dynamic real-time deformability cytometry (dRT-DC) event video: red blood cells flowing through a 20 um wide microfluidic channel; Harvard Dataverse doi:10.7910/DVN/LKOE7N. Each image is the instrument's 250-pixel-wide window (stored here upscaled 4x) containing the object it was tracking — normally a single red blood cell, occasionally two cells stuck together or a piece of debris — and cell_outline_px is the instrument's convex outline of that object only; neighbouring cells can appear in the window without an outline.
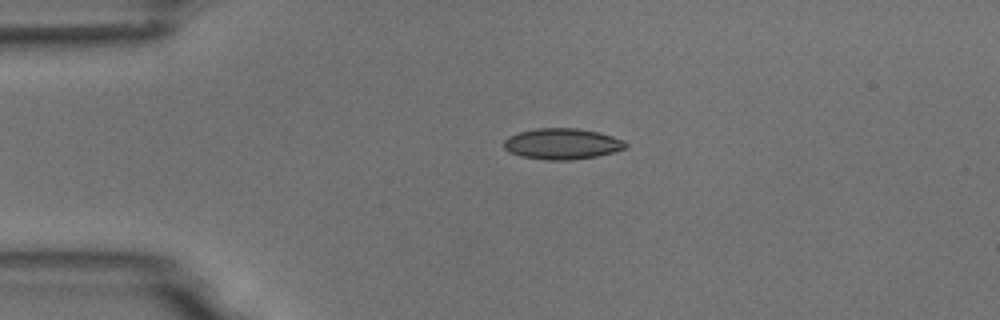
{"species": "common noctule bat (a hibernating species)", "species_latin": "Nyctalus noctula", "temperature_condition": "room temperature", "stored_images_in_passage": 2, "camera_frame_rate_fps": 3000, "um_per_image_px": 0.085, "animal": {"sex": "male", "body_mass_g": 18.8}, "frame": {"image": 1, "passage_image": 1, "time_ms": 0.0, "image_size_px": [1000, 320], "cell_outline_px": [[628, 148], [596, 156], [572, 160], [548, 160], [520, 156], [508, 152], [504, 148], [504, 140], [508, 136], [520, 132], [536, 128], [576, 128], [596, 132], [612, 136], [624, 140], [628, 144]], "centroid_in_image_um": [47.77, 12.23], "position_along_channel_um": 37.2, "area_um2": 21.96}}